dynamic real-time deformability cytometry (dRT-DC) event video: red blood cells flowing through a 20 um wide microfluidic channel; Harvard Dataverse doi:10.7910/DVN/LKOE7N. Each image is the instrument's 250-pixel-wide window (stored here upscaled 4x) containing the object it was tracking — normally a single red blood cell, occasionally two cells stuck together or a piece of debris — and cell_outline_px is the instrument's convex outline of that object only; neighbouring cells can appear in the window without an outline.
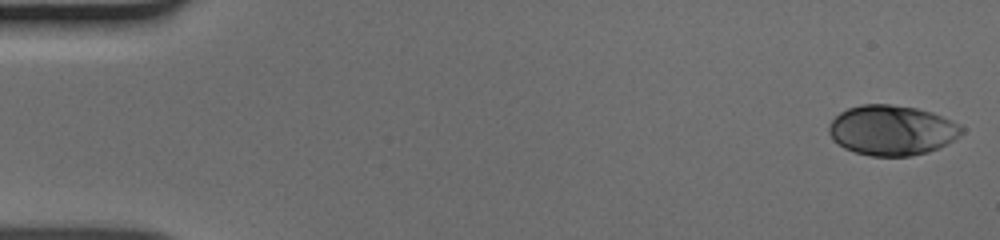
{"species": "human", "species_latin": "Homo sapiens", "temperature_condition": "cold", "stored_images_in_passage": 12, "camera_frame_rate_fps": 3000, "um_per_image_px": 0.085, "donor": {"sex": "male"}, "frame": {"image": 1, "passage_image": 1, "time_ms": 0.0, "image_size_px": [1000, 240], "cell_outline_px": [[964, 132], [952, 140], [928, 152], [912, 156], [872, 156], [856, 152], [844, 148], [832, 140], [828, 132], [828, 124], [840, 112], [848, 108], [860, 104], [888, 104], [916, 108], [932, 112], [952, 120], [960, 124], [964, 128]], "centroid_in_image_um": [75.78, 11.06], "position_along_channel_um": 9.2, "area_um2": 38.78}}